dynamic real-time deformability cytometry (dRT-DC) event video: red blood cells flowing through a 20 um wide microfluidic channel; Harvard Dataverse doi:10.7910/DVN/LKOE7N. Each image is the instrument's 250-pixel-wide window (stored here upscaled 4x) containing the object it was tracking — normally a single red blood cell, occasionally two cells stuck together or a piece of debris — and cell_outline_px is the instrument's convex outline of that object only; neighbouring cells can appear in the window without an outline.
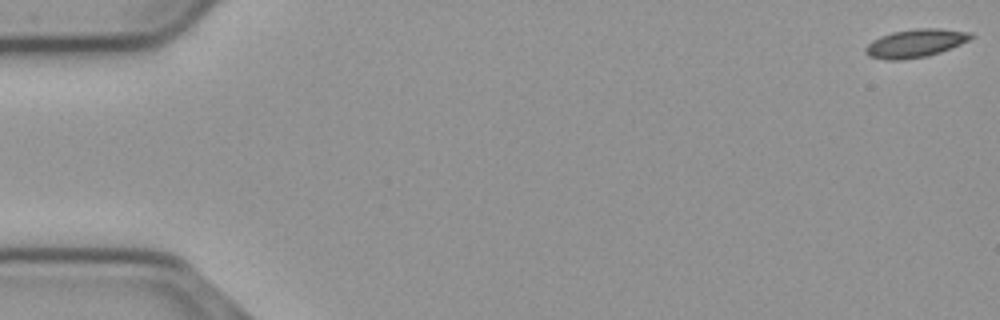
{"species": "common noctule bat (a hibernating species)", "species_latin": "Nyctalus noctula", "temperature_condition": "cold", "stored_images_in_passage": 56, "camera_frame_rate_fps": 3000, "um_per_image_px": 0.085, "animal": {"sex": "male", "body_mass_g": 23.1, "forearm_length_mm": 52.7}, "frame": {"image": 1, "passage_image": 1, "time_ms": 0.0, "image_size_px": [1000, 320], "cell_outline_px": [[976, 36], [960, 44], [940, 52], [928, 56], [904, 60], [888, 60], [868, 56], [864, 52], [864, 48], [872, 40], [880, 36], [892, 32], [916, 28], [940, 28], [972, 32]], "centroid_in_image_um": [77.81, 3.67], "position_along_channel_um": 7.2, "area_um2": 17.51}}
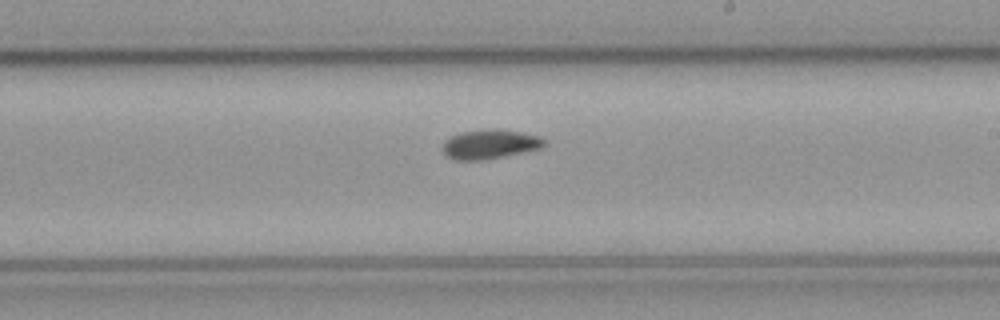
{"frame": {"image": 2, "passage_image": 33, "time_ms": 10.667, "image_size_px": [1000, 320], "cell_outline_px": [[548, 140], [540, 148], [484, 160], [452, 160], [444, 156], [440, 148], [444, 140], [460, 132], [524, 132], [540, 136]], "centroid_in_image_um": [41.57, 12.32], "position_along_channel_um": 247.4, "area_um2": 16.76}}
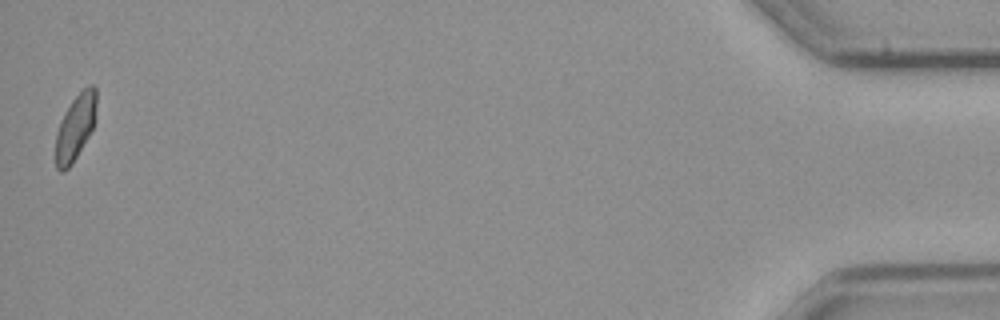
{"frame": {"image": 3, "passage_image": 56, "time_ms": 18.333, "image_size_px": [1000, 320], "cell_outline_px": [[96, 120], [88, 136], [72, 164], [64, 172], [60, 172], [56, 168], [56, 132], [60, 120], [64, 112], [72, 100], [88, 84], [92, 84], [96, 88]], "centroid_in_image_um": [6.41, 10.8], "position_along_channel_um": 428.8, "area_um2": 15.66}, "authors_computed_cell_mechanics": {"area_um2": 16.7909, "velocity_mm_per_s": 3.6694, "shape_relaxation_time_tau1_ms": 5.6206, "shape_relaxation_time_tau2_ms": 3.6301, "deformation_change_tau1": 0.1102, "deformation_change_tau2": 0.0676}}